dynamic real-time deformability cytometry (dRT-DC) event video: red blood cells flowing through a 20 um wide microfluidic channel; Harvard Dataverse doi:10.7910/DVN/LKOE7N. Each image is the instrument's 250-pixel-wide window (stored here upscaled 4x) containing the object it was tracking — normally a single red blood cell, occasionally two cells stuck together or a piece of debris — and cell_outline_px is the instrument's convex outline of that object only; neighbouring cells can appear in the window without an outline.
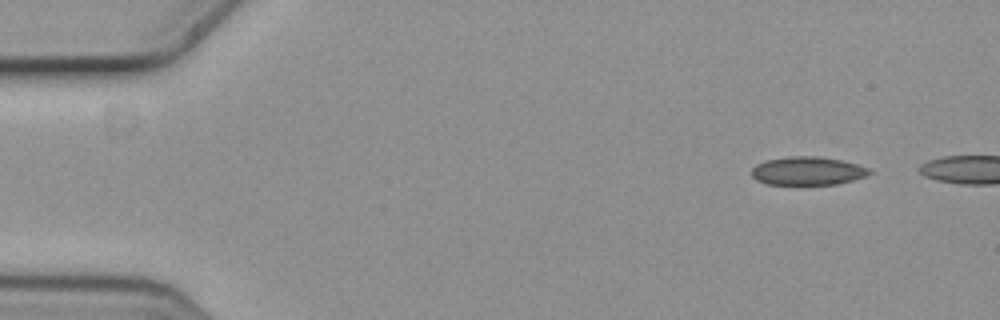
{"species": "common noctule bat (a hibernating species)", "species_latin": "Nyctalus noctula", "temperature_condition": "cold", "stored_images_in_passage": 5, "camera_frame_rate_fps": 3000, "um_per_image_px": 0.085, "animal": {"sex": "female", "body_mass_g": 19.3, "forearm_length_mm": 54.1}, "frame": {"image": 1, "passage_image": 1, "time_ms": 0.0, "image_size_px": [1000, 320], "cell_outline_px": [[872, 172], [868, 176], [836, 184], [768, 184], [756, 180], [752, 176], [752, 168], [756, 164], [764, 160], [788, 156], [816, 156], [840, 160], [856, 164], [868, 168]], "centroid_in_image_um": [68.62, 14.52], "position_along_channel_um": 16.4, "area_um2": 19.42}}